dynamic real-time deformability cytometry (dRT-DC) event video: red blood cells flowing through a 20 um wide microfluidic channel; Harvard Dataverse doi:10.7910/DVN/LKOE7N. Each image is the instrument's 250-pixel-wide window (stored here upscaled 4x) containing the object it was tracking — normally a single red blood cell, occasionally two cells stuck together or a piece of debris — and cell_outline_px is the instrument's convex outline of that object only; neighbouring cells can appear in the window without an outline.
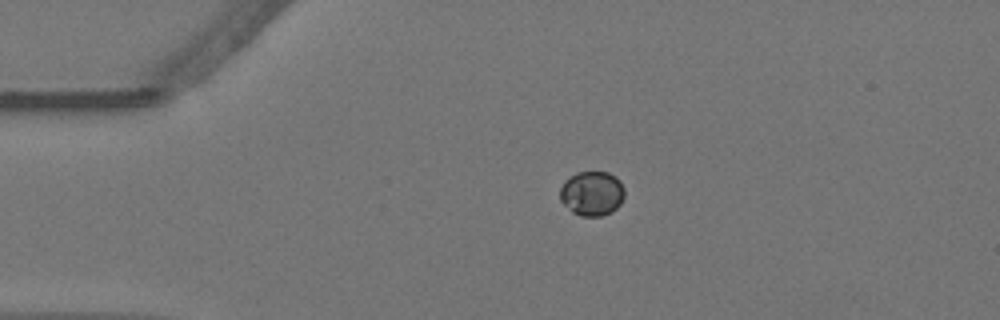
{"species": "Egyptian fruit bat (a non-hibernating species)", "species_latin": "Rousettus aegyptiacus", "temperature_condition": "warm", "stored_images_in_passage": 46, "camera_frame_rate_fps": 3000, "um_per_image_px": 0.085, "animal": {"sex": "female"}, "frame": {"image": 1, "passage_image": 1, "time_ms": 0.0, "image_size_px": [1000, 320], "cell_outline_px": [[624, 196], [620, 204], [612, 212], [600, 216], [580, 216], [572, 212], [560, 200], [560, 188], [564, 180], [576, 172], [608, 172], [616, 176], [620, 180], [624, 188]], "centroid_in_image_um": [50.31, 16.43], "position_along_channel_um": 34.7, "area_um2": 16.94}}
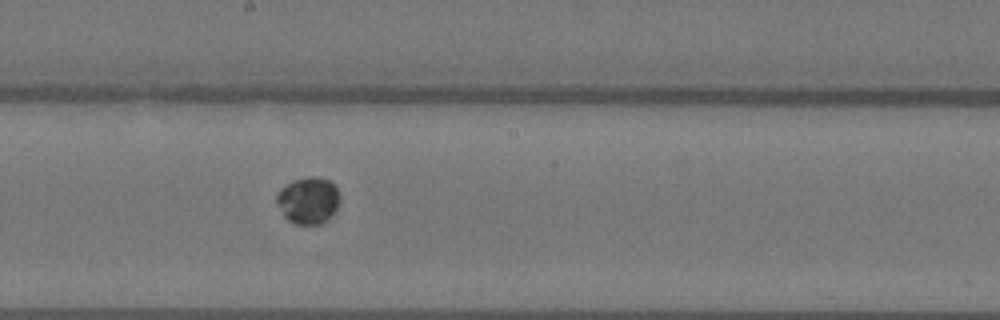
{"frame": {"image": 2, "passage_image": 20, "time_ms": 6.333, "image_size_px": [1000, 320], "cell_outline_px": [[340, 196], [336, 208], [332, 216], [328, 220], [320, 224], [296, 224], [288, 220], [284, 216], [276, 204], [276, 196], [280, 188], [292, 180], [308, 176], [316, 176], [328, 180], [336, 184]], "centroid_in_image_um": [26.2, 17.02], "position_along_channel_um": 222.0, "area_um2": 17.51}}
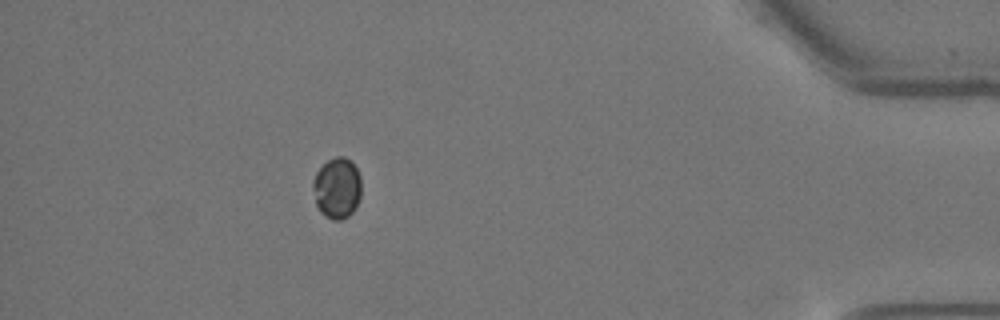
{"frame": {"image": 3, "passage_image": 40, "time_ms": 13.0, "image_size_px": [1000, 320], "cell_outline_px": [[360, 196], [356, 208], [348, 216], [340, 220], [332, 220], [324, 216], [320, 212], [316, 204], [312, 188], [312, 180], [316, 172], [328, 160], [336, 156], [344, 156], [356, 168], [360, 176]], "centroid_in_image_um": [28.62, 16.01], "position_along_channel_um": 406.6, "area_um2": 17.22}}